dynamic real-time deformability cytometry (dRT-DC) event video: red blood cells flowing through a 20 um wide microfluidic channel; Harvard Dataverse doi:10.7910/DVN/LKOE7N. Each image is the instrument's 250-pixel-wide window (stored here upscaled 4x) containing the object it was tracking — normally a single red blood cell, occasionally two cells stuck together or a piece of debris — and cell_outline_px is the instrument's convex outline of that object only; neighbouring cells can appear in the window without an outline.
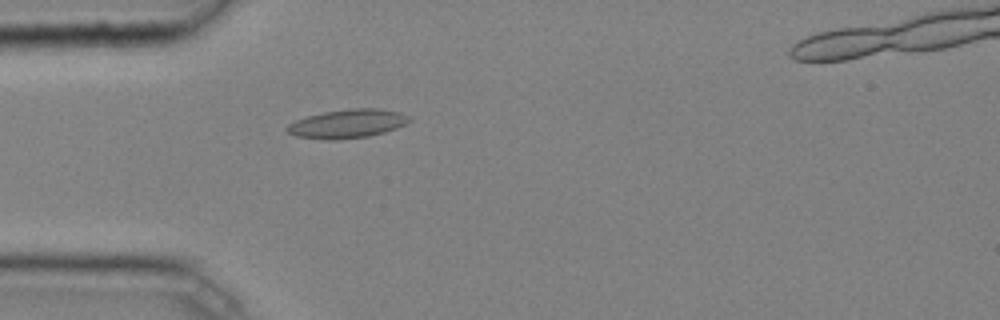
{"species": "common noctule bat (a hibernating species)", "species_latin": "Nyctalus noctula", "temperature_condition": "cold", "stored_images_in_passage": 33, "camera_frame_rate_fps": 3000, "um_per_image_px": 0.085, "animal": {"sex": "male", "body_mass_g": 20.4}, "frame": {"image": 1, "passage_image": 4, "time_ms": 1.0, "image_size_px": [1000, 320], "cell_outline_px": [[412, 120], [408, 124], [384, 132], [368, 136], [332, 140], [328, 140], [296, 136], [288, 132], [284, 128], [288, 124], [296, 120], [308, 116], [324, 112], [352, 108], [380, 108], [400, 112], [408, 116]], "centroid_in_image_um": [29.55, 10.51], "position_along_channel_um": 55.4, "area_um2": 20.46}}
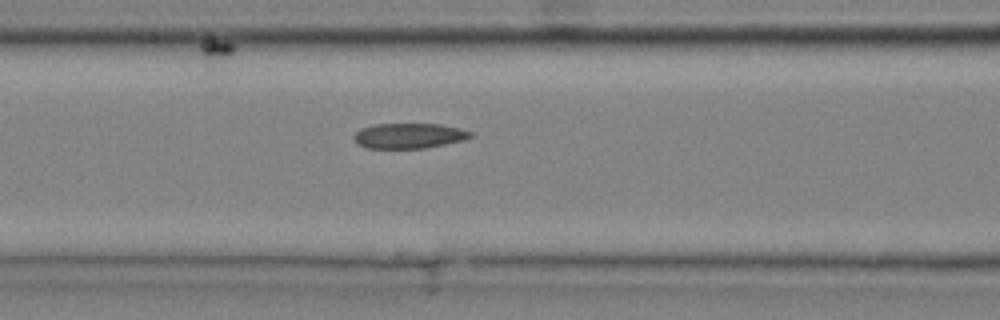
{"frame": {"image": 2, "passage_image": 10, "time_ms": 3.0, "image_size_px": [1000, 320], "cell_outline_px": [[476, 136], [464, 140], [424, 148], [364, 148], [356, 144], [352, 136], [360, 128], [376, 124], [440, 124], [460, 128], [472, 132]], "centroid_in_image_um": [34.76, 11.54], "position_along_channel_um": 131.8, "area_um2": 17.34}}
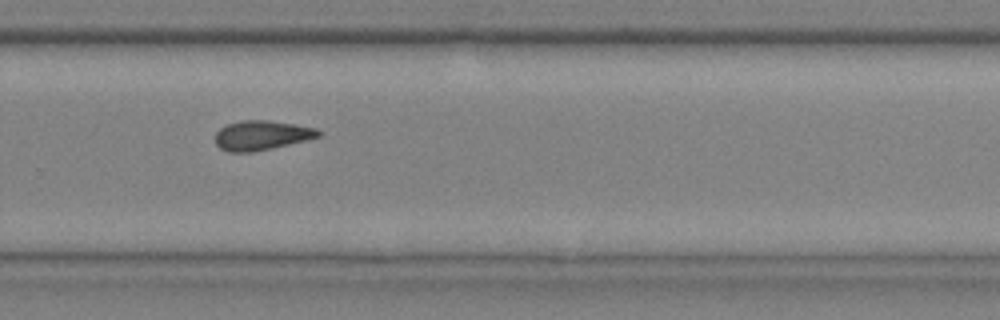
{"frame": {"image": 3, "passage_image": 23, "time_ms": 7.333, "image_size_px": [1000, 320], "cell_outline_px": [[324, 132], [320, 136], [272, 148], [252, 152], [228, 152], [220, 148], [216, 144], [216, 132], [220, 128], [228, 124], [240, 120], [268, 120], [316, 128]], "centroid_in_image_um": [22.22, 11.5], "position_along_channel_um": 307.6, "area_um2": 17.63}, "authors_computed_cell_mechanics": {"area_um2": 17.629, "velocity_mm_per_s": 4.0589, "shape_relaxation_time_tau1_ms": null, "shape_relaxation_time_tau2_ms": 8.1547, "deformation_change_tau1": null, "deformation_change_tau2": 0.165}}